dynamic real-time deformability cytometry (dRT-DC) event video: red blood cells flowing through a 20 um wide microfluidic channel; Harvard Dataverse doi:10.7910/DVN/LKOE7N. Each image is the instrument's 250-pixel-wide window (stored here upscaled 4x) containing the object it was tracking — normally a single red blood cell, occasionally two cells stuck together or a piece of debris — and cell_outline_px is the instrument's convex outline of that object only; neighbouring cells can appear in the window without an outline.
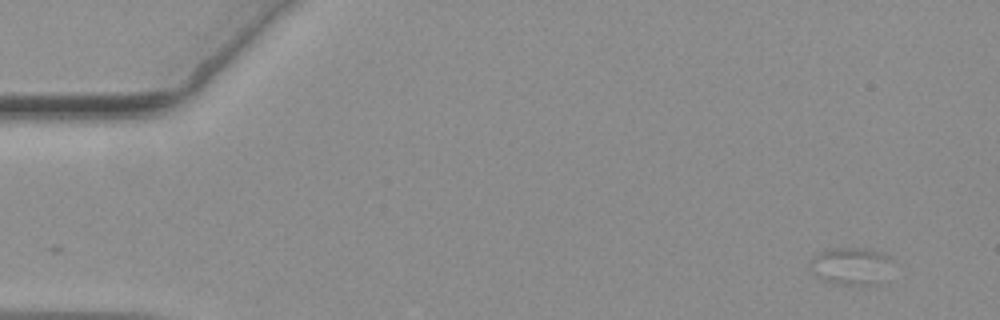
{"species": "common noctule bat (a hibernating species)", "species_latin": "Nyctalus noctula", "temperature_condition": "warm", "stored_images_in_passage": 34, "camera_frame_rate_fps": 3000, "um_per_image_px": 0.085, "animal": {"sex": "female", "body_mass_g": 19.3, "forearm_length_mm": 54.1}, "frame": {"image": 1, "passage_image": 1, "time_ms": 0.0, "image_size_px": [1000, 320], "cell_outline_px": [[892, 260], [880, 284], [876, 288], [836, 284], [820, 280], [808, 268], [808, 264], [812, 256], [820, 252], [836, 248], [868, 248], [880, 252], [888, 256]], "centroid_in_image_um": [72.3, 22.67], "position_along_channel_um": 12.7, "area_um2": 18.61}}
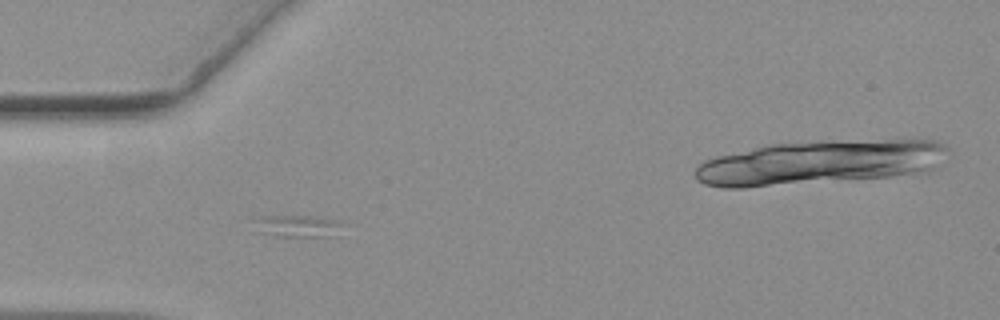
{"frame": {"image": 2, "passage_image": 15, "time_ms": 4.667, "image_size_px": [1000, 320], "cell_outline_px": [[344, 236], [272, 236], [252, 232], [252, 216], [308, 216], [340, 220], [344, 224]], "centroid_in_image_um": [25.26, 19.23], "position_along_channel_um": 59.7, "area_um2": 12.37}}